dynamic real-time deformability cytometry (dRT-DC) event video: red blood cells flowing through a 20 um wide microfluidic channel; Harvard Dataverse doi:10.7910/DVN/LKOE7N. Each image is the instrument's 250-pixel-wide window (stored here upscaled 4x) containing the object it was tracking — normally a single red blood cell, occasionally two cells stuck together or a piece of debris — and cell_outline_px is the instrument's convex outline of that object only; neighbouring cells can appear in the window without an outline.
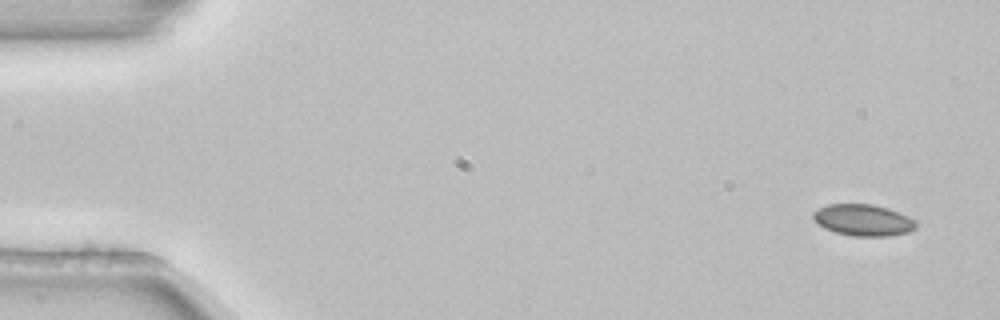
{"species": "common noctule bat (a hibernating species)", "species_latin": "Nyctalus noctula", "temperature_condition": "room temperature", "stored_images_in_passage": 3, "camera_frame_rate_fps": 3000, "um_per_image_px": 0.085, "animal": {"sex": "female", "body_mass_g": 22.7, "forearm_length_mm": 54.2}, "frame": {"image": 1, "passage_image": 1, "time_ms": 0.0, "image_size_px": [1000, 320], "cell_outline_px": [[916, 228], [908, 232], [888, 236], [852, 236], [836, 232], [824, 228], [812, 216], [812, 212], [828, 204], [872, 204], [888, 208], [900, 212], [916, 220]], "centroid_in_image_um": [73.4, 18.7], "position_along_channel_um": 11.6, "area_um2": 18.84}}